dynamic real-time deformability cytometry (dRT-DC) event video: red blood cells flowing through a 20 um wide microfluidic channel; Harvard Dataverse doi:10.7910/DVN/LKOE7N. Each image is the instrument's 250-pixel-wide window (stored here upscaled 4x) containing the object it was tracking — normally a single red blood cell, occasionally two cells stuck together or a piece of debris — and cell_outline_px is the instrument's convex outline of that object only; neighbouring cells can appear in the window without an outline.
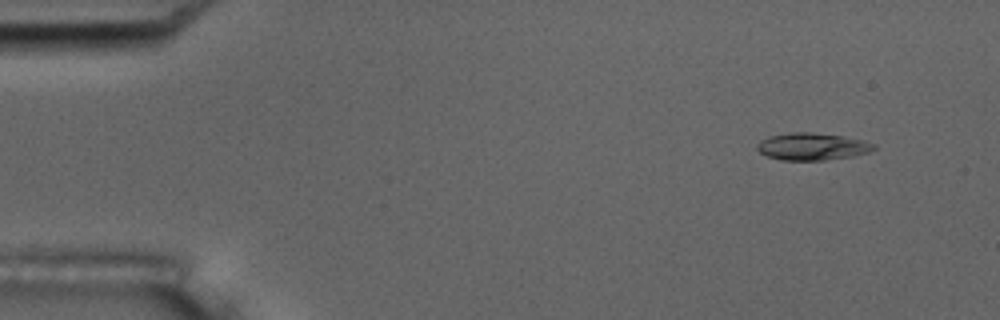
{"species": "common noctule bat (a hibernating species)", "species_latin": "Nyctalus noctula", "temperature_condition": "room temperature", "stored_images_in_passage": 50, "camera_frame_rate_fps": 3000, "um_per_image_px": 0.085, "animal": {"sex": "male", "body_mass_g": 17.5, "forearm_length_mm": 52.3}, "frame": {"image": 1, "passage_image": 1, "time_ms": 0.0, "image_size_px": [1000, 320], "cell_outline_px": [[876, 148], [868, 152], [852, 156], [824, 160], [780, 160], [768, 156], [760, 152], [756, 148], [756, 144], [760, 140], [768, 136], [788, 132], [812, 132], [840, 136], [860, 140], [876, 144]], "centroid_in_image_um": [68.98, 12.45], "position_along_channel_um": 16.0, "area_um2": 18.44}}
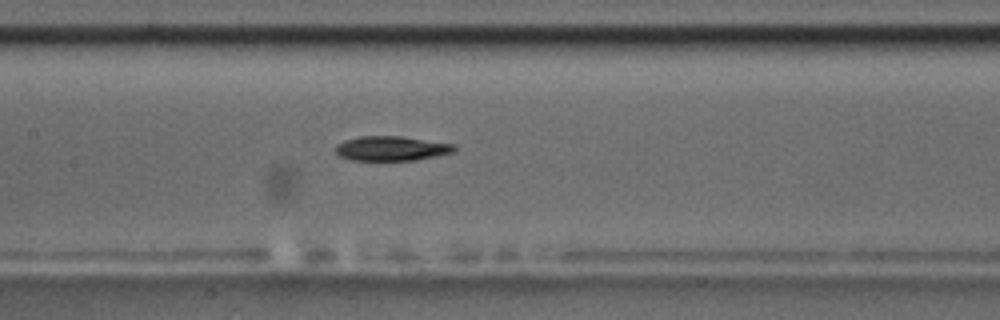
{"frame": {"image": 2, "passage_image": 22, "time_ms": 7.0, "image_size_px": [1000, 320], "cell_outline_px": [[456, 148], [452, 152], [436, 156], [416, 160], [352, 160], [340, 156], [336, 152], [336, 144], [344, 140], [360, 136], [400, 136], [456, 144]], "centroid_in_image_um": [33.27, 12.61], "position_along_channel_um": 174.1, "area_um2": 16.99}}
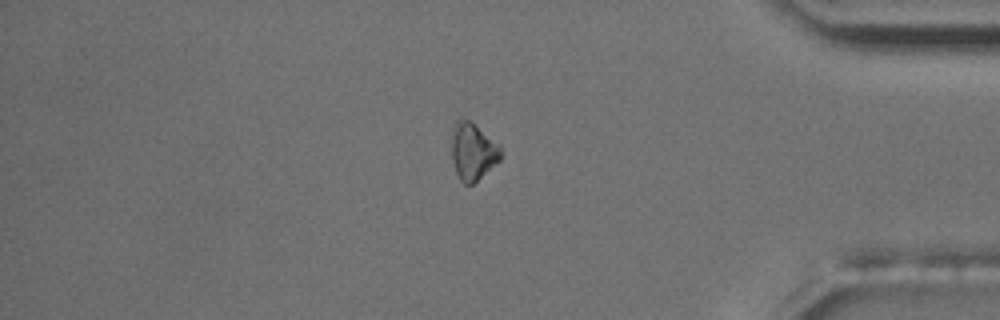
{"frame": {"image": 3, "passage_image": 42, "time_ms": 13.667, "image_size_px": [1000, 320], "cell_outline_px": [[500, 160], [472, 184], [464, 184], [460, 180], [456, 172], [452, 160], [452, 128], [456, 120], [460, 116], [472, 120], [500, 144]], "centroid_in_image_um": [40.18, 12.8], "position_along_channel_um": 395.0, "area_um2": 16.65}}